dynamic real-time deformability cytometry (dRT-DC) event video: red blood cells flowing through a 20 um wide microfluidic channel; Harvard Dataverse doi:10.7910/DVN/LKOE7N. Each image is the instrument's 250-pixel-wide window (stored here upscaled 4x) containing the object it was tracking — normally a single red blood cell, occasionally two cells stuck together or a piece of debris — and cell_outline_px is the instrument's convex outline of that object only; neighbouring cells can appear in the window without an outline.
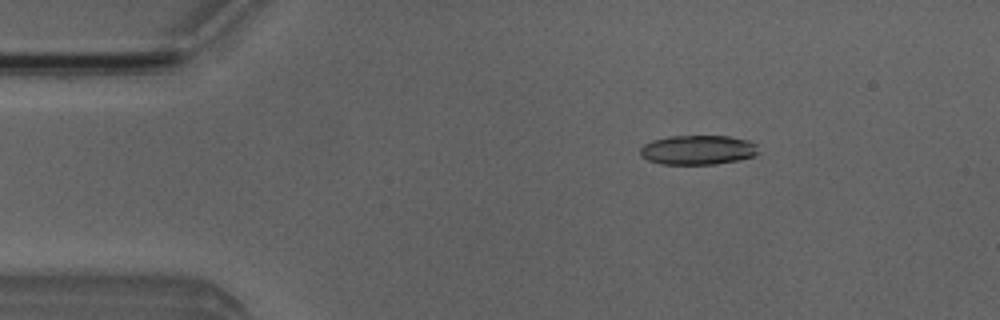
{"species": "Egyptian fruit bat (a non-hibernating species)", "species_latin": "Rousettus aegyptiacus", "temperature_condition": "room temperature", "stored_images_in_passage": 52, "segment_of_instrument_passage": [1, 2], "camera_frame_rate_fps": 3000, "um_per_image_px": 0.085, "animal": {"sex": "male"}, "frame": {"image": 1, "passage_image": 8, "time_ms": 2.333, "image_size_px": [1000, 320], "cell_outline_px": [[756, 152], [752, 156], [740, 160], [716, 164], [664, 164], [648, 160], [640, 156], [640, 148], [644, 144], [652, 140], [668, 136], [728, 136], [748, 140], [756, 144]], "centroid_in_image_um": [59.28, 12.74], "position_along_channel_um": 25.7, "area_um2": 20.23}}
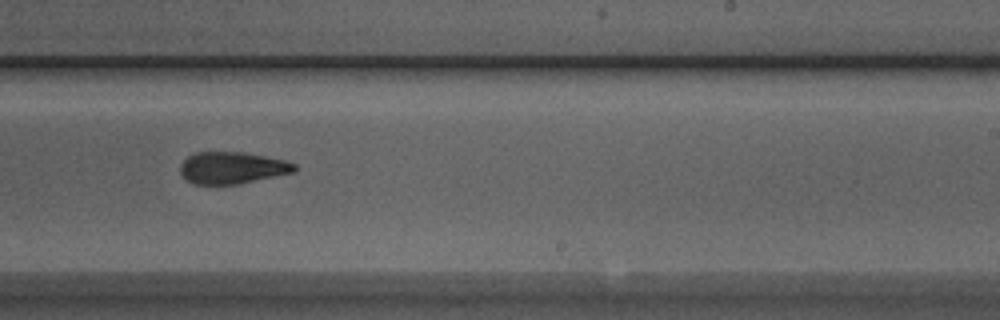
{"frame": {"image": 2, "passage_image": 31, "time_ms": 10.0, "image_size_px": [1000, 320], "cell_outline_px": [[296, 172], [240, 184], [192, 184], [184, 180], [180, 172], [180, 164], [188, 156], [196, 152], [240, 152], [264, 156], [284, 160], [296, 164]], "centroid_in_image_um": [19.71, 14.28], "position_along_channel_um": 269.3, "area_um2": 21.39}}
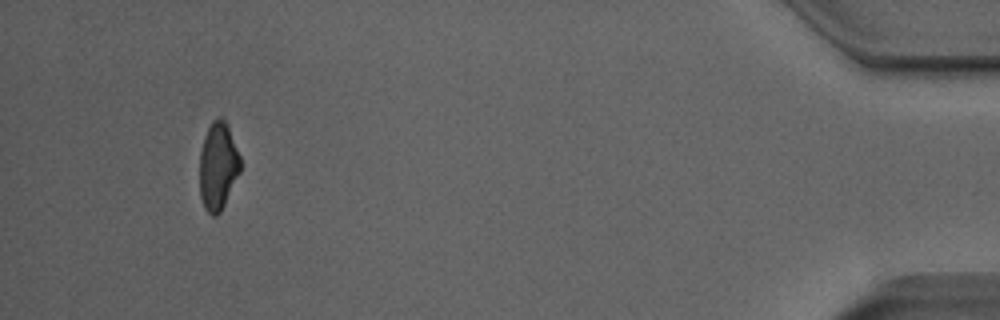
{"frame": {"image": 3, "passage_image": 48, "time_ms": 15.667, "image_size_px": [1000, 320], "cell_outline_px": [[240, 172], [220, 212], [216, 216], [212, 216], [204, 208], [200, 196], [200, 152], [204, 136], [212, 120], [220, 116], [224, 116], [228, 124], [240, 156]], "centroid_in_image_um": [18.53, 14.08], "position_along_channel_um": 416.7, "area_um2": 20.92}}